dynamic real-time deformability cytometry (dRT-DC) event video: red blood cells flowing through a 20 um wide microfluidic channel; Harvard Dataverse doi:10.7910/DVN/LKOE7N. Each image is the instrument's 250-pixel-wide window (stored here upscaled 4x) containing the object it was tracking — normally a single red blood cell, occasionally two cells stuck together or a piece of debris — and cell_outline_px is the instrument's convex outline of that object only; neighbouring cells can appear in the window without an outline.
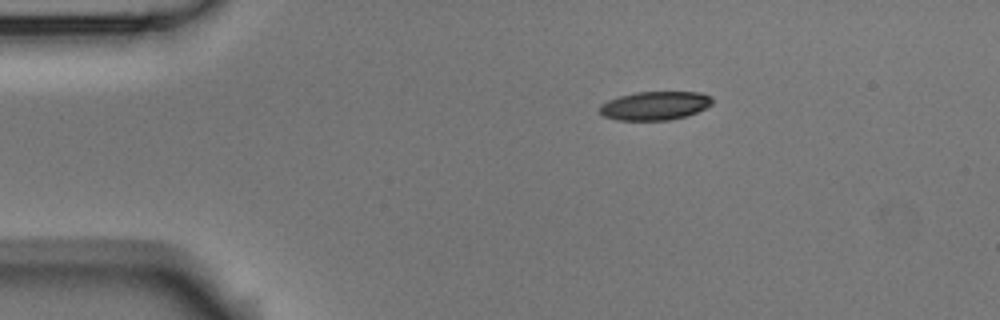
{"species": "Egyptian fruit bat (a non-hibernating species)", "species_latin": "Rousettus aegyptiacus", "temperature_condition": "room temperature", "stored_images_in_passage": 5, "camera_frame_rate_fps": 3000, "um_per_image_px": 0.085, "animal": {"sex": "male"}, "frame": {"image": 1, "passage_image": 1, "time_ms": 0.0, "image_size_px": [1000, 320], "cell_outline_px": [[712, 104], [696, 112], [684, 116], [668, 120], [616, 120], [604, 116], [600, 112], [600, 104], [608, 100], [620, 96], [636, 92], [700, 92], [712, 96]], "centroid_in_image_um": [55.66, 8.98], "position_along_channel_um": 29.3, "area_um2": 18.67}}
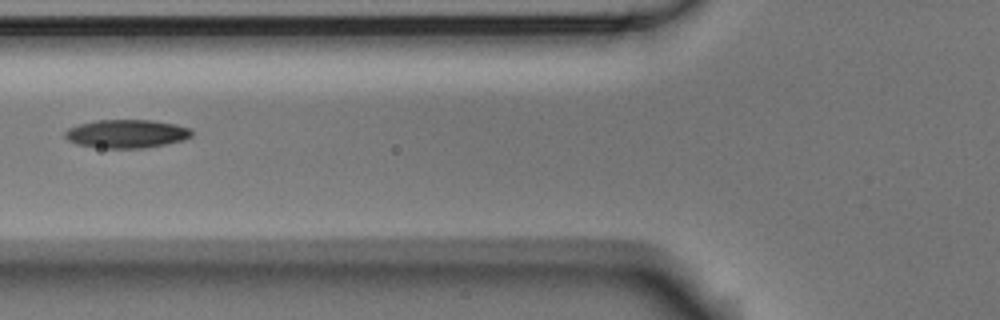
{"frame": {"image": 2, "passage_image": 4, "time_ms": 1.0, "image_size_px": [1000, 320], "cell_outline_px": [[192, 136], [184, 140], [144, 148], [104, 148], [76, 144], [68, 140], [64, 136], [64, 132], [68, 128], [80, 124], [96, 120], [152, 120], [176, 124], [192, 128]], "centroid_in_image_um": [10.77, 11.36], "position_along_channel_um": 115.0, "area_um2": 21.04}}
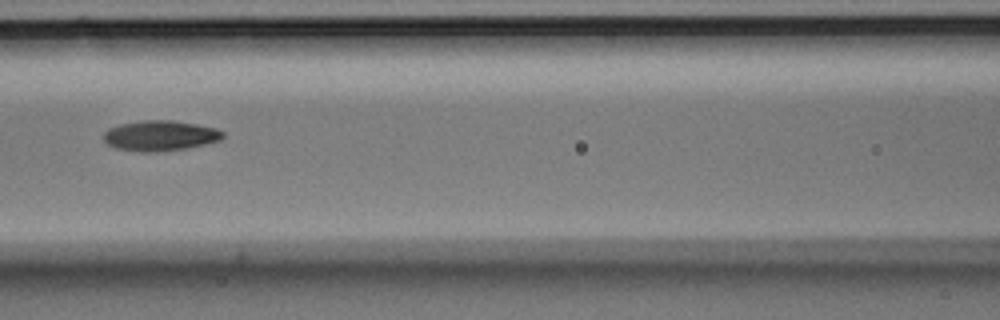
{"frame": {"image": 3, "passage_image": 5, "time_ms": 1.333, "image_size_px": [1000, 320], "cell_outline_px": [[224, 136], [220, 140], [204, 144], [184, 148], [156, 152], [140, 152], [116, 148], [108, 144], [104, 140], [104, 132], [108, 128], [120, 124], [144, 120], [172, 120], [196, 124], [216, 128], [224, 132]], "centroid_in_image_um": [13.6, 11.53], "position_along_channel_um": 153.0, "area_um2": 20.98}}